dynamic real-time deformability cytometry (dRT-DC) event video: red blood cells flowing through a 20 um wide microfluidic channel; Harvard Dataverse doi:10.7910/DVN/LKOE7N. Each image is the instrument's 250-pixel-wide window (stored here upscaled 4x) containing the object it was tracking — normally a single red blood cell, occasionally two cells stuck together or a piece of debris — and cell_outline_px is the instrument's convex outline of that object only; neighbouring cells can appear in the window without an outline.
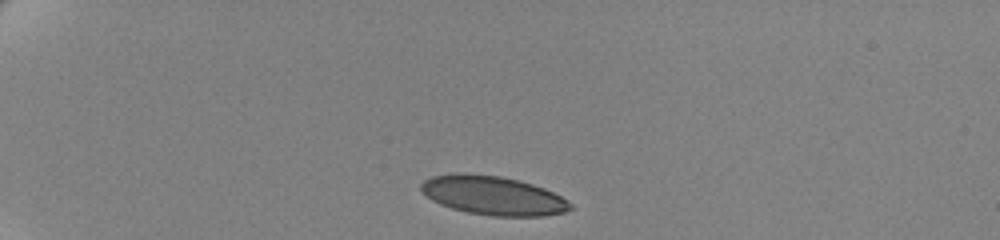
{"species": "human", "species_latin": "Homo sapiens", "temperature_condition": "cold", "stored_images_in_passage": 45, "camera_frame_rate_fps": 3000, "um_per_image_px": 0.085, "donor": {"sex": "female"}, "frame": {"image": 1, "passage_image": 1, "time_ms": 0.0, "image_size_px": [1000, 240], "cell_outline_px": [[572, 208], [564, 212], [544, 216], [492, 216], [468, 212], [452, 208], [440, 204], [432, 200], [420, 192], [420, 184], [424, 180], [432, 176], [456, 172], [460, 172], [500, 176], [532, 184], [544, 188], [568, 200], [572, 204]], "centroid_in_image_um": [41.87, 16.61], "position_along_channel_um": 43.1, "area_um2": 33.93}}
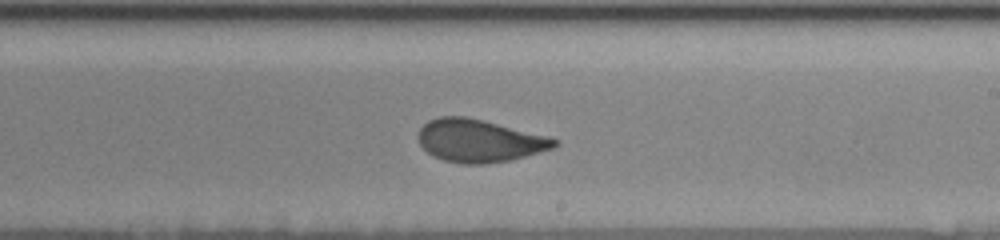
{"frame": {"image": 2, "passage_image": 24, "time_ms": 7.667, "image_size_px": [1000, 240], "cell_outline_px": [[560, 144], [556, 148], [508, 160], [484, 164], [460, 164], [444, 160], [432, 156], [420, 144], [420, 128], [428, 120], [440, 116], [468, 116], [548, 136], [560, 140]], "centroid_in_image_um": [40.78, 11.96], "position_along_channel_um": 248.2, "area_um2": 33.93}}
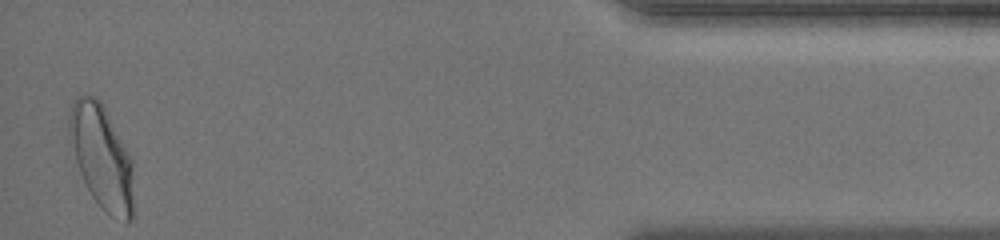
{"frame": {"image": 3, "passage_image": 44, "time_ms": 14.333, "image_size_px": [1000, 240], "cell_outline_px": [[132, 220], [128, 224], [104, 212], [92, 196], [80, 172], [68, 140], [68, 116], [72, 104], [76, 96], [96, 96], [100, 100], [132, 160]], "centroid_in_image_um": [8.61, 13.35], "position_along_channel_um": 426.6, "area_um2": 38.55}, "authors_computed_cell_mechanics": {"area_um2": 34.1598, "velocity_mm_per_s": 3.4811, "shape_relaxation_time_tau1_ms": 5.5736, "shape_relaxation_time_tau2_ms": null, "deformation_change_tau1": 0.1696, "deformation_change_tau2": null}}